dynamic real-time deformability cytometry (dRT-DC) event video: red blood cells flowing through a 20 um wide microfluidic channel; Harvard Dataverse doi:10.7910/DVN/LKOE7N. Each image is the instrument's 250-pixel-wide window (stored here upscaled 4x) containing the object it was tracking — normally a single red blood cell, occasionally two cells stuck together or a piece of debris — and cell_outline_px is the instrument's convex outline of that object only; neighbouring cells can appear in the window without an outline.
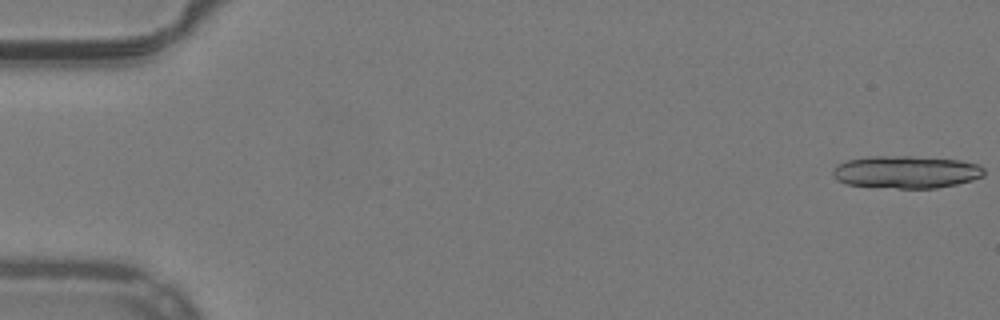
{"species": "common noctule bat (a hibernating species)", "species_latin": "Nyctalus noctula", "temperature_condition": "warm", "stored_images_in_passage": 53, "camera_frame_rate_fps": 3000, "um_per_image_px": 0.085, "animal": {"sex": "male", "body_mass_g": 19.2, "forearm_length_mm": 51.8}, "frame": {"image": 1, "passage_image": 1, "time_ms": 0.0, "image_size_px": [1000, 320], "cell_outline_px": [[984, 176], [972, 180], [956, 184], [936, 188], [896, 188], [844, 184], [832, 176], [832, 168], [848, 160], [868, 156], [912, 156], [960, 160], [976, 164], [984, 168]], "centroid_in_image_um": [77.01, 14.62], "position_along_channel_um": 8.0, "area_um2": 28.67}}
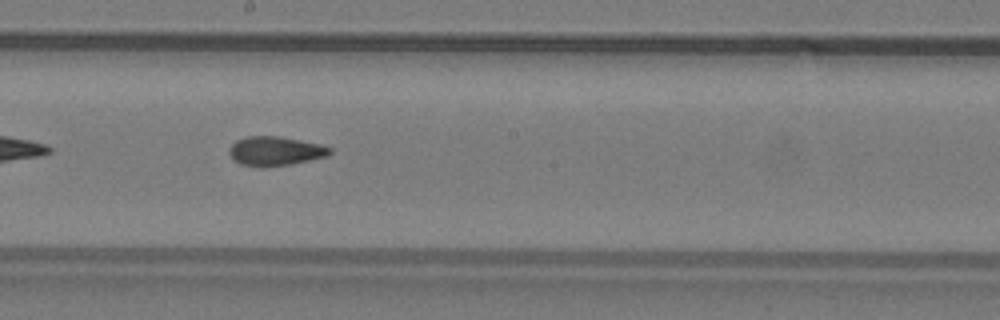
{"frame": {"image": 2, "passage_image": 30, "time_ms": 9.667, "image_size_px": [1000, 320], "cell_outline_px": [[332, 152], [328, 156], [292, 164], [264, 168], [240, 164], [232, 160], [228, 152], [232, 144], [236, 140], [248, 136], [280, 136], [320, 144], [332, 148]], "centroid_in_image_um": [23.39, 12.85], "position_along_channel_um": 224.8, "area_um2": 17.4}}
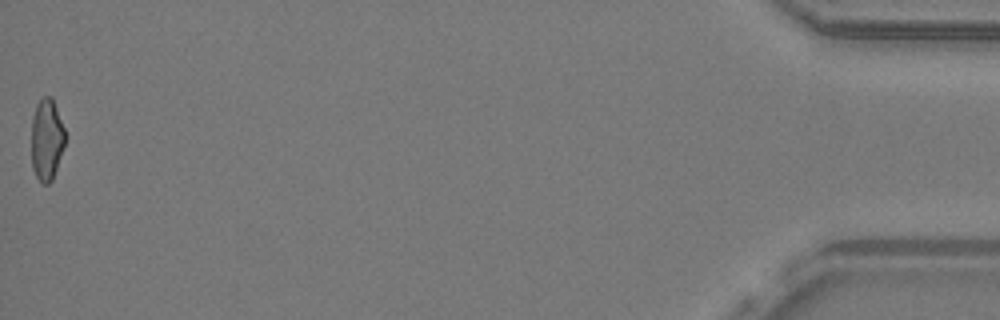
{"frame": {"image": 3, "passage_image": 53, "time_ms": 17.333, "image_size_px": [1000, 320], "cell_outline_px": [[64, 144], [52, 180], [48, 184], [44, 184], [36, 176], [32, 168], [32, 116], [36, 104], [44, 96], [52, 96], [64, 128]], "centroid_in_image_um": [3.95, 11.83], "position_along_channel_um": 431.2, "area_um2": 15.78}, "authors_computed_cell_mechanics": {"area_um2": 17.1666, "velocity_mm_per_s": 3.9986, "shape_relaxation_time_tau1_ms": null, "shape_relaxation_time_tau2_ms": 1.8675, "deformation_change_tau1": null, "deformation_change_tau2": 0.0781}}